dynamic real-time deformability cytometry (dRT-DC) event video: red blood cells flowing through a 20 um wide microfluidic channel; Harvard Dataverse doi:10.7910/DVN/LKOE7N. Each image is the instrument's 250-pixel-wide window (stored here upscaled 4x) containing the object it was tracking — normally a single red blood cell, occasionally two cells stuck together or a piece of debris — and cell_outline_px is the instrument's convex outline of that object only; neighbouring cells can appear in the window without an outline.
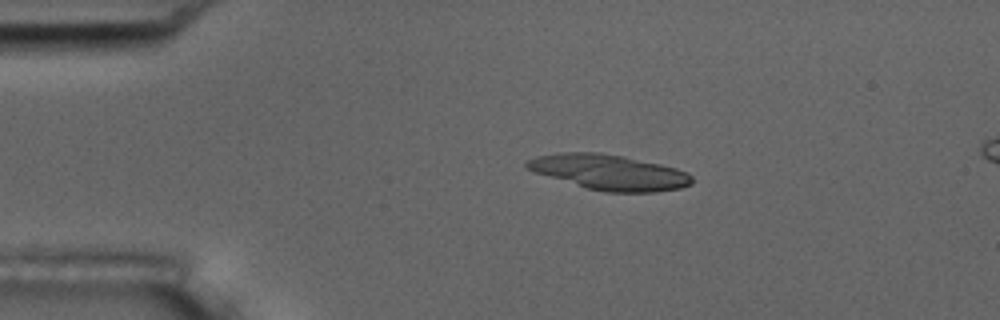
{"species": "common noctule bat (a hibernating species)", "species_latin": "Nyctalus noctula", "temperature_condition": "room temperature", "stored_images_in_passage": 20, "camera_frame_rate_fps": 3000, "um_per_image_px": 0.085, "animal": {"sex": "male", "body_mass_g": 17.5, "forearm_length_mm": 52.3}, "frame": {"image": 1, "passage_image": 4, "time_ms": 1.0, "image_size_px": [1000, 320], "cell_outline_px": [[692, 184], [680, 188], [656, 192], [604, 192], [588, 188], [536, 172], [528, 168], [524, 164], [528, 160], [536, 156], [560, 152], [600, 152], [624, 156], [660, 164], [676, 168], [688, 172], [692, 176]], "centroid_in_image_um": [51.83, 14.63], "position_along_channel_um": 33.2, "area_um2": 33.7}}